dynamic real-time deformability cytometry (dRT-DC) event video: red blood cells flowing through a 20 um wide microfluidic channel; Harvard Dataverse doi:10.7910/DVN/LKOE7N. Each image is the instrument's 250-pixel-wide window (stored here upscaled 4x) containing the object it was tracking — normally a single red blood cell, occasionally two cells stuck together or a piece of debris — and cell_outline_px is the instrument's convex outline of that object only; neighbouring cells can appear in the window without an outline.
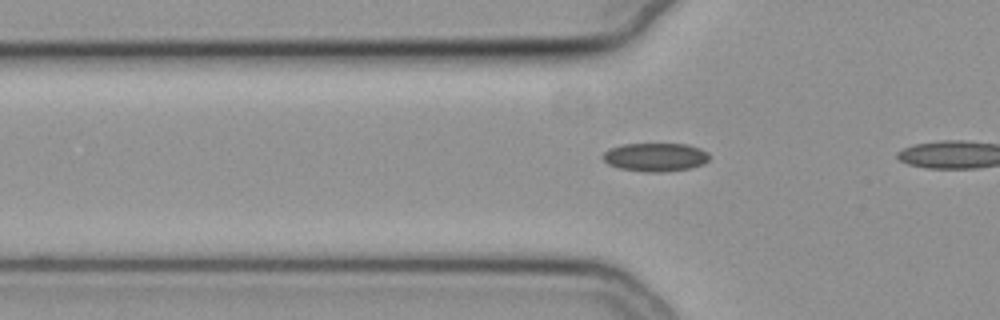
{"species": "common noctule bat (a hibernating species)", "species_latin": "Nyctalus noctula", "temperature_condition": "cold", "stored_images_in_passage": 9, "camera_frame_rate_fps": 3000, "um_per_image_px": 0.085, "animal": {"sex": "female", "body_mass_g": 19.3, "forearm_length_mm": 54.1}, "frame": {"image": 1, "passage_image": 7, "time_ms": 2.0, "image_size_px": [1000, 320], "cell_outline_px": [[708, 160], [704, 164], [692, 168], [668, 172], [644, 172], [620, 168], [608, 164], [600, 156], [608, 148], [624, 144], [688, 144], [700, 148], [708, 152]], "centroid_in_image_um": [55.71, 13.36], "position_along_channel_um": 70.1, "area_um2": 17.92}}